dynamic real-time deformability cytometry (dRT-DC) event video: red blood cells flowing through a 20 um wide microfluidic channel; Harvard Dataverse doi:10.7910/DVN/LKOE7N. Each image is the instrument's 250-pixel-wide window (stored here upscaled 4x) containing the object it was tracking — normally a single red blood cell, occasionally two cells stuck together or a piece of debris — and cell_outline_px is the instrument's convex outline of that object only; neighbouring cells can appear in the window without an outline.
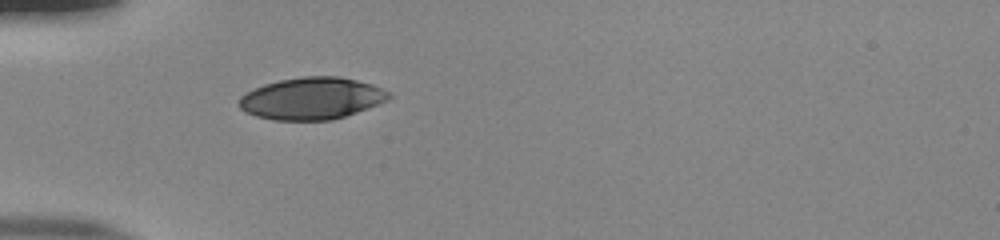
{"species": "human", "species_latin": "Homo sapiens", "temperature_condition": "room temperature", "stored_images_in_passage": 37, "camera_frame_rate_fps": 3000, "um_per_image_px": 0.085, "donor": {"sex": "male"}, "frame": {"image": 1, "passage_image": 1, "time_ms": 0.0, "image_size_px": [1000, 240], "cell_outline_px": [[392, 96], [388, 100], [356, 112], [332, 120], [272, 120], [256, 116], [240, 108], [240, 96], [264, 84], [280, 80], [304, 76], [340, 76], [372, 84], [392, 92]], "centroid_in_image_um": [26.54, 8.36], "position_along_channel_um": 58.5, "area_um2": 36.47}}
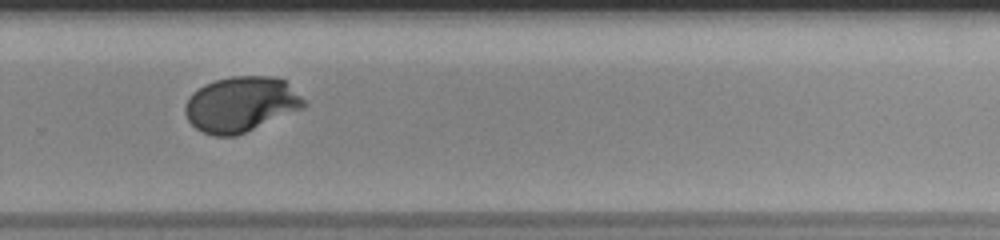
{"frame": {"image": 2, "passage_image": 21, "time_ms": 6.667, "image_size_px": [1000, 240], "cell_outline_px": [[308, 104], [304, 108], [236, 136], [216, 136], [204, 132], [196, 128], [188, 120], [184, 112], [184, 108], [188, 96], [192, 92], [204, 84], [216, 80], [232, 76], [276, 76], [284, 80]], "centroid_in_image_um": [20.46, 8.86], "position_along_channel_um": 309.3, "area_um2": 38.26}}
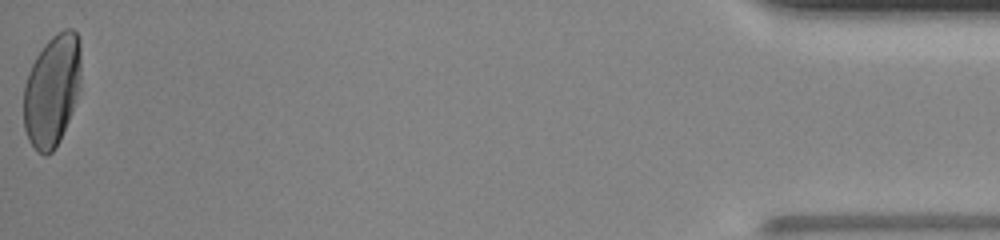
{"frame": {"image": 3, "passage_image": 37, "time_ms": 12.0, "image_size_px": [1000, 240], "cell_outline_px": [[80, 88], [72, 112], [60, 140], [52, 152], [44, 156], [36, 152], [28, 140], [24, 128], [24, 84], [28, 72], [36, 56], [44, 44], [56, 32], [64, 28], [72, 28], [76, 32], [80, 40]], "centroid_in_image_um": [4.42, 7.68], "position_along_channel_um": 430.8, "area_um2": 37.86}, "authors_computed_cell_mechanics": {"area_um2": 37.57, "velocity_mm_per_s": 3.8886, "shape_relaxation_time_tau1_ms": 3.4135, "shape_relaxation_time_tau2_ms": null, "deformation_change_tau1": 0.1637, "deformation_change_tau2": null}}